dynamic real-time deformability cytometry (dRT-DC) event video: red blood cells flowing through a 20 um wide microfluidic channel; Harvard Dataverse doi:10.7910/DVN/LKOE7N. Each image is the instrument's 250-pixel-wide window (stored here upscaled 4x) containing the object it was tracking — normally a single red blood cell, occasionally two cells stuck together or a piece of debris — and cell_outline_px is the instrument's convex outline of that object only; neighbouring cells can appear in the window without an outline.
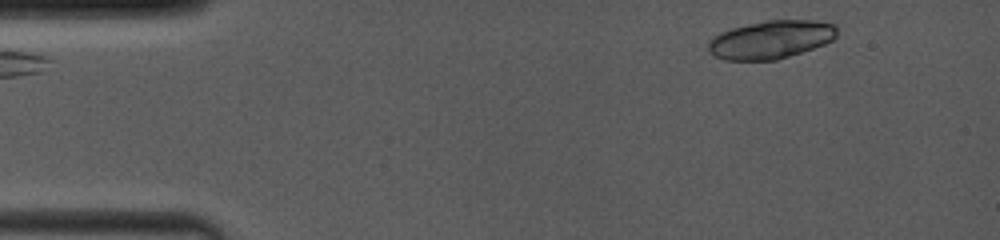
{"species": "common noctule bat (a hibernating species)", "species_latin": "Nyctalus noctula", "temperature_condition": "room temperature", "stored_images_in_passage": 10, "camera_frame_rate_fps": 4000, "um_per_image_px": 0.085, "animal": {"sex": "female", "body_mass_g": 19.0, "forearm_length_mm": 53.3}, "frame": {"image": 1, "passage_image": 3, "time_ms": 0.5, "image_size_px": [1000, 240], "cell_outline_px": [[836, 36], [832, 40], [824, 44], [776, 60], [724, 60], [708, 52], [708, 40], [712, 36], [720, 32], [732, 28], [764, 20], [816, 20], [836, 24]], "centroid_in_image_um": [65.5, 3.35], "position_along_channel_um": 19.5, "area_um2": 28.67}}